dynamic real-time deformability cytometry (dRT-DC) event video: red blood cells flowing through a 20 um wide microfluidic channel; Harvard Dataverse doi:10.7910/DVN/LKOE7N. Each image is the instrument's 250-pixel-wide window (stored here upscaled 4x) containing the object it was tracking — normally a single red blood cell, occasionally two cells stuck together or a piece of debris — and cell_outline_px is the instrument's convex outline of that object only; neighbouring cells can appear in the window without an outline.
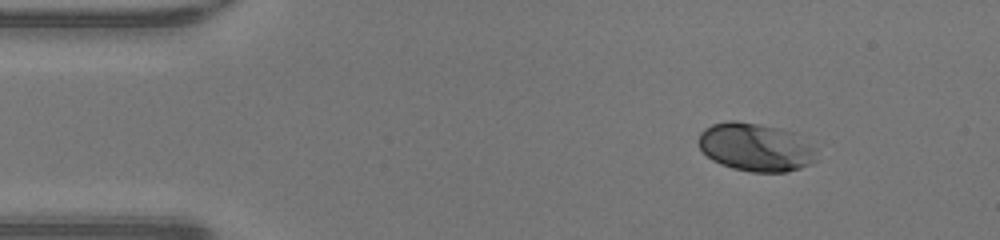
{"species": "human", "species_latin": "Homo sapiens", "temperature_condition": "warm", "stored_images_in_passage": 43, "camera_frame_rate_fps": 3000, "um_per_image_px": 0.085, "donor": {"sex": "male"}, "frame": {"image": 1, "passage_image": 1, "time_ms": 0.0, "image_size_px": [1000, 240], "cell_outline_px": [[816, 160], [812, 164], [788, 172], [752, 172], [732, 168], [720, 164], [712, 160], [700, 148], [696, 140], [700, 132], [704, 128], [712, 124], [728, 120], [736, 120], [760, 124], [792, 132], [808, 144], [812, 148]], "centroid_in_image_um": [64.15, 12.51], "position_along_channel_um": 20.9, "area_um2": 33.0}}
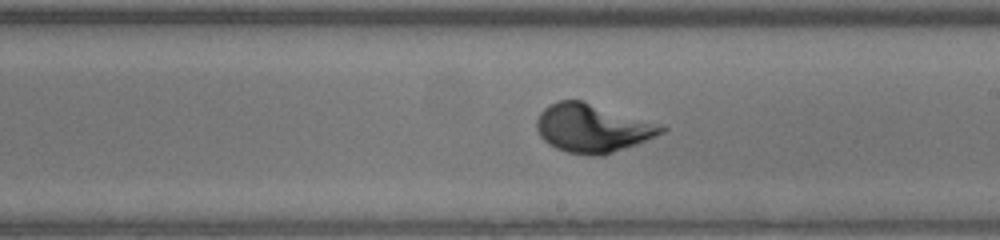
{"frame": {"image": 2, "passage_image": 22, "time_ms": 7.0, "image_size_px": [1000, 240], "cell_outline_px": [[668, 128], [664, 132], [656, 136], [636, 144], [604, 156], [592, 156], [568, 152], [556, 148], [548, 144], [540, 136], [536, 128], [536, 120], [540, 112], [548, 104], [560, 100], [580, 100], [664, 124]], "centroid_in_image_um": [50.38, 10.89], "position_along_channel_um": 238.6, "area_um2": 35.49}}
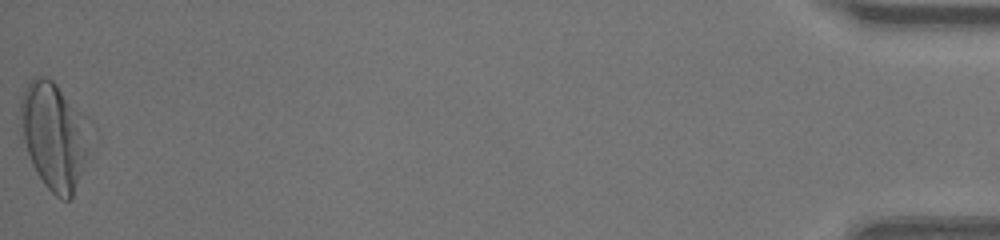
{"frame": {"image": 3, "passage_image": 43, "time_ms": 14.0, "image_size_px": [1000, 240], "cell_outline_px": [[96, 128], [88, 156], [72, 196], [68, 200], [60, 200], [44, 184], [36, 172], [32, 164], [24, 140], [20, 116], [20, 100], [24, 88], [28, 80], [36, 76], [44, 76], [52, 80], [92, 120]], "centroid_in_image_um": [4.69, 11.49], "position_along_channel_um": 430.5, "area_um2": 44.62}}